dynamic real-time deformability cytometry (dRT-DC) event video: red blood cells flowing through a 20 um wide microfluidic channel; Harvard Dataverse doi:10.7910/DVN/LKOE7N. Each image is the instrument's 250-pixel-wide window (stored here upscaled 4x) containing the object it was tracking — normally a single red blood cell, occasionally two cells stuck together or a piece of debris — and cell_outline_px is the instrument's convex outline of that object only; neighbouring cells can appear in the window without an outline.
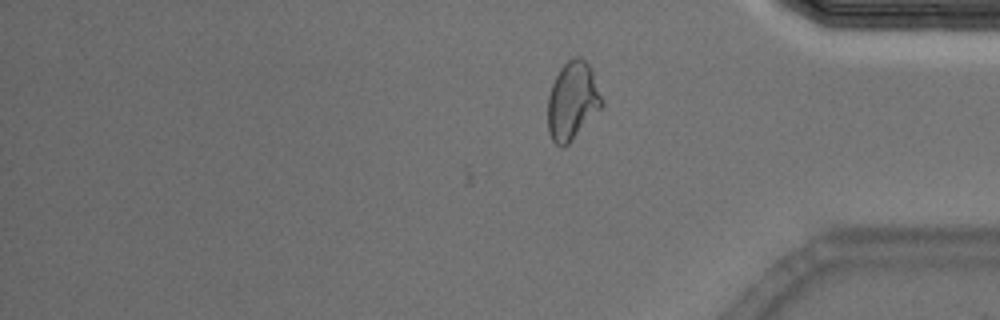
{"species": "Egyptian fruit bat (a non-hibernating species)", "species_latin": "Rousettus aegyptiacus", "temperature_condition": "cold", "stored_images_in_passage": 51, "camera_frame_rate_fps": 3000, "um_per_image_px": 0.085, "animal": {"sex": "male"}, "frame": {"image": 1, "passage_image": 51, "time_ms": 16.667, "image_size_px": [1000, 320], "cell_outline_px": [[604, 104], [568, 144], [564, 148], [560, 148], [552, 140], [548, 132], [548, 96], [552, 84], [560, 68], [568, 60], [576, 56], [580, 56], [592, 68], [604, 100]], "centroid_in_image_um": [48.67, 8.56], "position_along_channel_um": 386.5, "area_um2": 24.68}}